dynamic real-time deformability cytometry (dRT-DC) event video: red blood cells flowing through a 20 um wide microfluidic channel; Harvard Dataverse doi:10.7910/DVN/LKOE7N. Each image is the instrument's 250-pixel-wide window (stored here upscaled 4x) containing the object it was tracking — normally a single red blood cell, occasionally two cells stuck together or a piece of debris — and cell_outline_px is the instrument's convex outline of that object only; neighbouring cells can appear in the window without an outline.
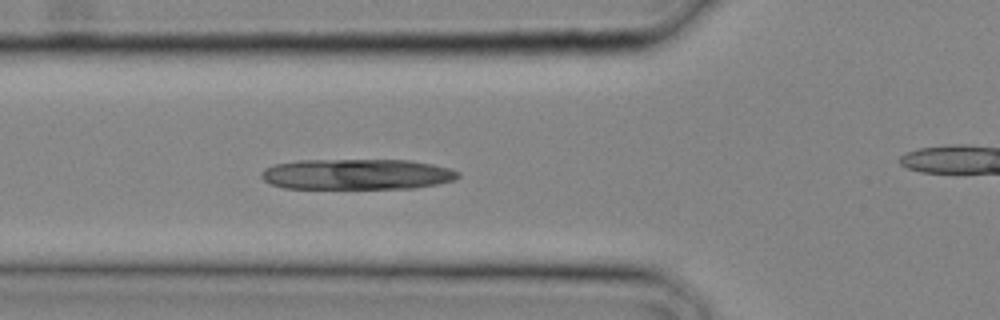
{"species": "common noctule bat (a hibernating species)", "species_latin": "Nyctalus noctula", "temperature_condition": "cold", "stored_images_in_passage": 10, "camera_frame_rate_fps": 3000, "um_per_image_px": 0.085, "animal": {"sex": "male", "body_mass_g": 20.4}, "frame": {"image": 1, "passage_image": 10, "time_ms": 3.0, "image_size_px": [1000, 320], "cell_outline_px": [[460, 176], [452, 180], [436, 184], [412, 188], [284, 188], [272, 184], [264, 180], [260, 176], [260, 172], [264, 168], [276, 164], [296, 160], [408, 160], [432, 164], [448, 168], [460, 172]], "centroid_in_image_um": [30.3, 14.8], "position_along_channel_um": 95.5, "area_um2": 35.03}}